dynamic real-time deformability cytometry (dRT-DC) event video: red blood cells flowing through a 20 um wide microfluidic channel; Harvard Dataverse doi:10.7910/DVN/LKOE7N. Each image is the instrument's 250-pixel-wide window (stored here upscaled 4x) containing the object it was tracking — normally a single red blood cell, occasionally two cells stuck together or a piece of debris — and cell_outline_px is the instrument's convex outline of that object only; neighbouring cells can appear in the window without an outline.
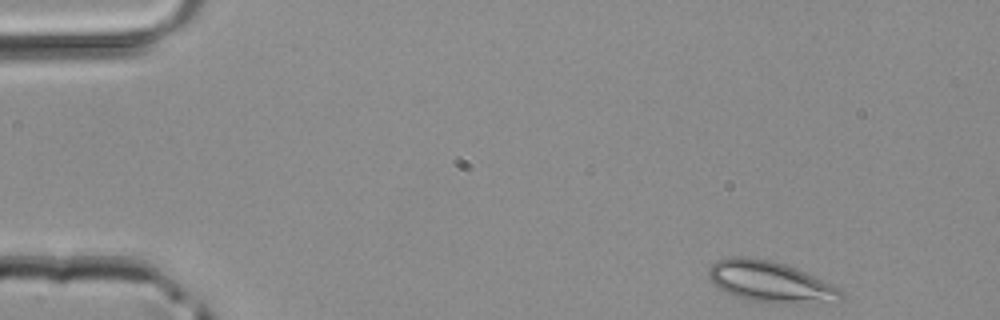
{"species": "common noctule bat (a hibernating species)", "species_latin": "Nyctalus noctula", "temperature_condition": "room temperature", "stored_images_in_passage": 5, "segment_of_instrument_passage": [2, 2], "camera_frame_rate_fps": 3000, "um_per_image_px": 0.085, "animal": {"sex": "male", "body_mass_g": 20.4}, "frame": {"image": 1, "passage_image": 5, "time_ms": 1.333, "image_size_px": [1000, 320], "cell_outline_px": [[844, 296], [824, 300], [788, 304], [772, 304], [748, 300], [736, 296], [712, 284], [708, 276], [708, 268], [716, 260], [732, 256], [744, 256], [772, 260], [796, 268], [832, 284], [840, 288], [844, 292]], "centroid_in_image_um": [65.38, 23.93], "position_along_channel_um": 19.6, "area_um2": 31.39}}